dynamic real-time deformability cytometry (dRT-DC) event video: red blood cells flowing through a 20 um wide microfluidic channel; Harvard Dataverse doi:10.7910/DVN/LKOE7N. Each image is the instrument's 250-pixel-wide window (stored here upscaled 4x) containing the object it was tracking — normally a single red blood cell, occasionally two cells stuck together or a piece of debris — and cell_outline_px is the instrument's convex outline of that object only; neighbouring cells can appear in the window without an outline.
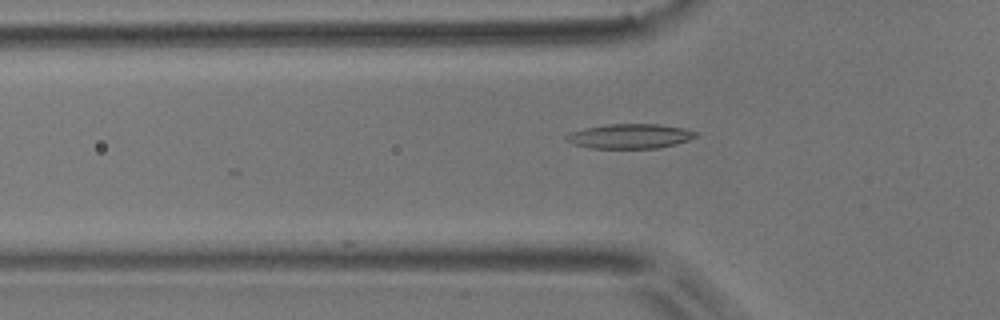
{"species": "common noctule bat (a hibernating species)", "species_latin": "Nyctalus noctula", "temperature_condition": "room temperature", "stored_images_in_passage": 15, "camera_frame_rate_fps": 3000, "um_per_image_px": 0.085, "animal": {"sex": "male", "body_mass_g": 17.9}, "frame": {"image": 1, "passage_image": 3, "time_ms": 0.667, "image_size_px": [1000, 320], "cell_outline_px": [[696, 136], [688, 140], [676, 144], [660, 148], [592, 148], [572, 144], [564, 140], [564, 136], [568, 132], [584, 128], [608, 124], [660, 124], [684, 128], [696, 132]], "centroid_in_image_um": [53.49, 11.57], "position_along_channel_um": 72.3, "area_um2": 18.73}}
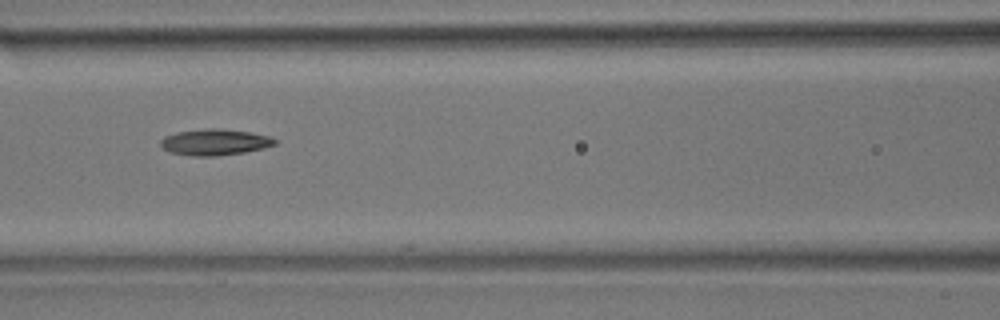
{"frame": {"image": 2, "passage_image": 9, "time_ms": 2.667, "image_size_px": [1000, 320], "cell_outline_px": [[276, 144], [264, 148], [244, 152], [216, 156], [192, 156], [168, 152], [160, 144], [160, 140], [164, 136], [176, 132], [208, 128], [212, 128], [248, 132], [268, 136], [276, 140]], "centroid_in_image_um": [18.21, 12.09], "position_along_channel_um": 148.4, "area_um2": 17.28}}
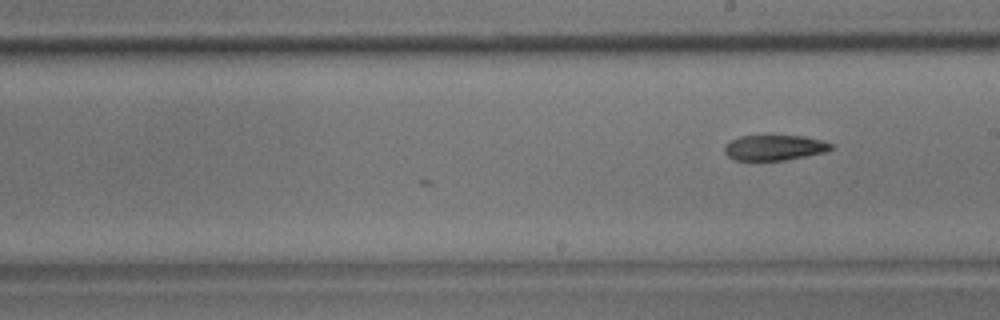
{"frame": {"image": 3, "passage_image": 15, "time_ms": 4.667, "image_size_px": [1000, 320], "cell_outline_px": [[832, 148], [824, 152], [784, 160], [732, 160], [724, 152], [724, 144], [740, 136], [804, 136], [820, 140], [832, 144]], "centroid_in_image_um": [65.77, 12.55], "position_along_channel_um": 223.2, "area_um2": 15.55}}